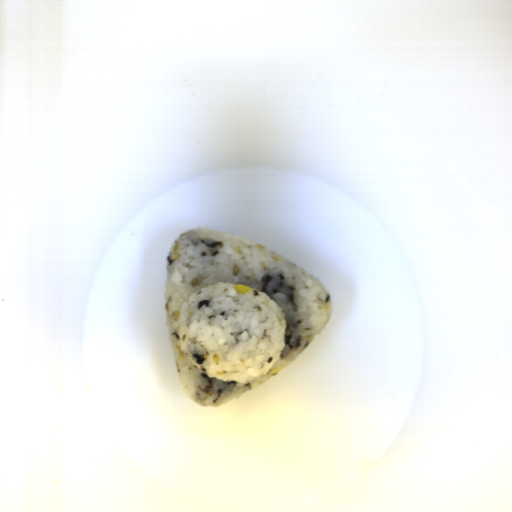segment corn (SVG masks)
Listing matches in <instances>:
<instances>
[{"label": "corn", "instance_id": "1", "mask_svg": "<svg viewBox=\"0 0 512 512\" xmlns=\"http://www.w3.org/2000/svg\"><path fill=\"white\" fill-rule=\"evenodd\" d=\"M234 288L237 291V294H240V295H246L251 290L250 285H245V284H241V283L234 285Z\"/></svg>", "mask_w": 512, "mask_h": 512}]
</instances>
